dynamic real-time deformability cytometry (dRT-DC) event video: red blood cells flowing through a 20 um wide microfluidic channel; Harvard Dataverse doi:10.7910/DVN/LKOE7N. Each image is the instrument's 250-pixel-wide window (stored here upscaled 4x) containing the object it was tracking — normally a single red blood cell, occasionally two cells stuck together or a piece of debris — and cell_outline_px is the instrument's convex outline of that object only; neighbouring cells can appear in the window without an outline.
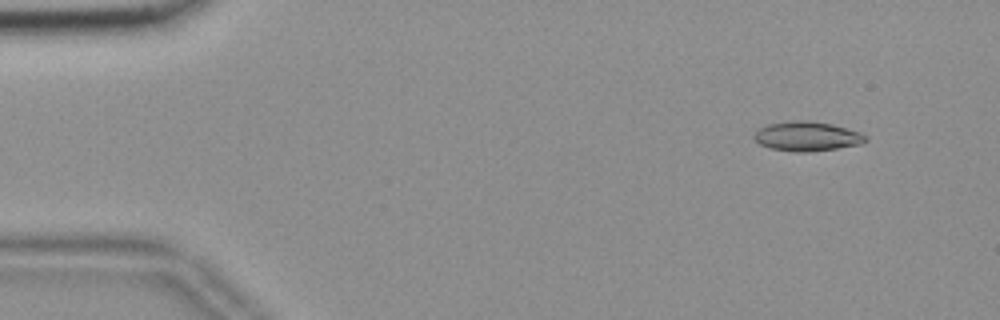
{"species": "common noctule bat (a hibernating species)", "species_latin": "Nyctalus noctula", "temperature_condition": "room temperature", "stored_images_in_passage": 55, "camera_frame_rate_fps": 3000, "um_per_image_px": 0.085, "animal": {"sex": "female", "body_mass_g": 18.4}, "frame": {"image": 1, "passage_image": 5, "time_ms": 1.333, "image_size_px": [1000, 320], "cell_outline_px": [[868, 140], [860, 144], [836, 148], [808, 152], [796, 152], [772, 148], [760, 144], [752, 136], [760, 128], [768, 124], [792, 120], [808, 120], [832, 124], [860, 132], [868, 136]], "centroid_in_image_um": [68.62, 11.57], "position_along_channel_um": 16.4, "area_um2": 19.07}}
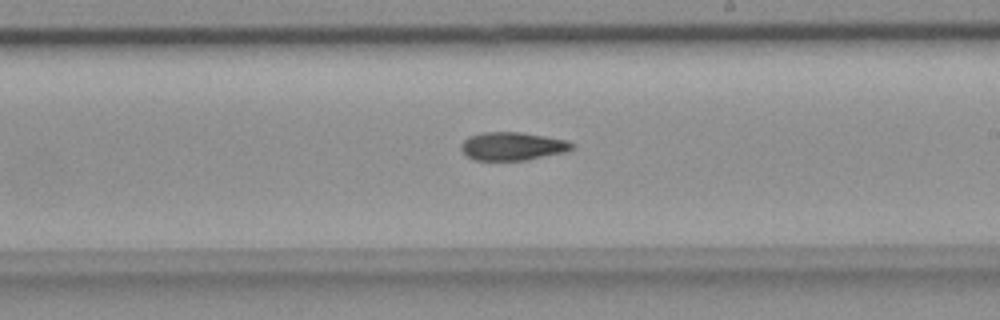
{"frame": {"image": 2, "passage_image": 32, "time_ms": 10.333, "image_size_px": [1000, 320], "cell_outline_px": [[572, 148], [568, 152], [528, 160], [476, 160], [468, 156], [460, 148], [460, 144], [468, 136], [484, 132], [520, 132], [544, 136], [564, 140], [572, 144]], "centroid_in_image_um": [43.54, 12.43], "position_along_channel_um": 245.5, "area_um2": 18.15}}
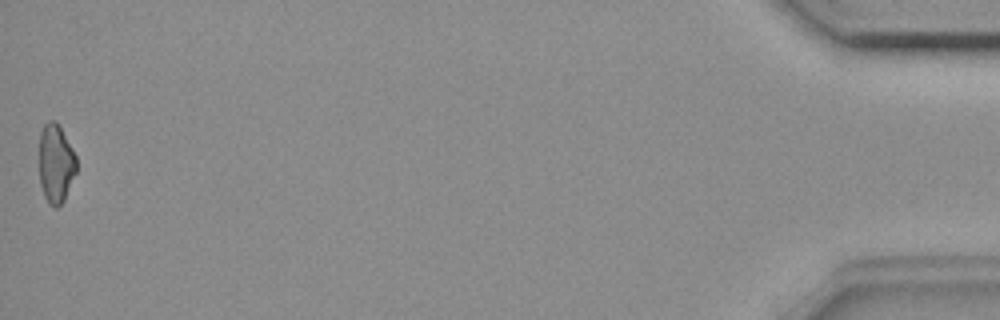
{"frame": {"image": 3, "passage_image": 55, "time_ms": 18.0, "image_size_px": [1000, 320], "cell_outline_px": [[76, 172], [64, 200], [56, 208], [48, 204], [44, 196], [40, 184], [40, 132], [44, 124], [48, 120], [56, 120], [72, 148], [76, 156]], "centroid_in_image_um": [4.74, 13.9], "position_along_channel_um": 430.5, "area_um2": 17.05}}